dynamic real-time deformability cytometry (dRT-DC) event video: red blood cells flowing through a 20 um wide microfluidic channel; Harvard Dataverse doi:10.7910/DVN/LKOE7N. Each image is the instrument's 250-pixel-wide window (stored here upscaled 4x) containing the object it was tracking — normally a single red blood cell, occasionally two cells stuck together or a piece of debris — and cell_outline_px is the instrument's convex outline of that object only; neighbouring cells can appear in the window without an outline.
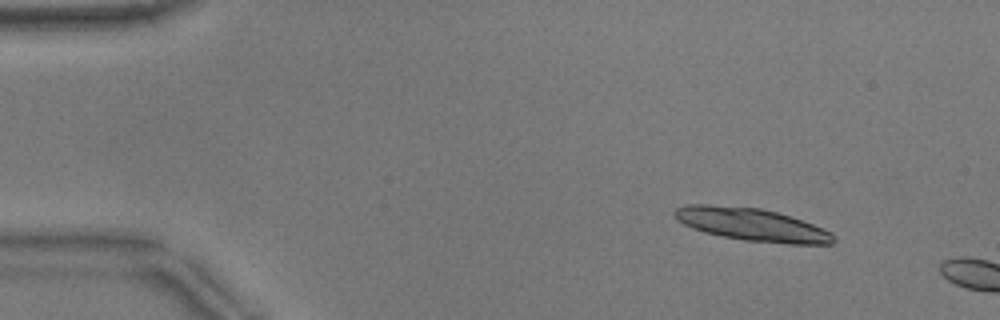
{"species": "common noctule bat (a hibernating species)", "species_latin": "Nyctalus noctula", "temperature_condition": "warm", "stored_images_in_passage": 4, "camera_frame_rate_fps": 3000, "um_per_image_px": 0.085, "animal": {"sex": "male", "body_mass_g": 17.9}, "frame": {"image": 1, "passage_image": 1, "time_ms": 0.0, "image_size_px": [1000, 320], "cell_outline_px": [[836, 240], [832, 244], [788, 244], [744, 240], [704, 232], [692, 228], [676, 220], [672, 212], [676, 208], [688, 204], [708, 204], [760, 208], [776, 212], [812, 224], [832, 232], [836, 236]], "centroid_in_image_um": [63.89, 19.09], "position_along_channel_um": 21.1, "area_um2": 30.29}}